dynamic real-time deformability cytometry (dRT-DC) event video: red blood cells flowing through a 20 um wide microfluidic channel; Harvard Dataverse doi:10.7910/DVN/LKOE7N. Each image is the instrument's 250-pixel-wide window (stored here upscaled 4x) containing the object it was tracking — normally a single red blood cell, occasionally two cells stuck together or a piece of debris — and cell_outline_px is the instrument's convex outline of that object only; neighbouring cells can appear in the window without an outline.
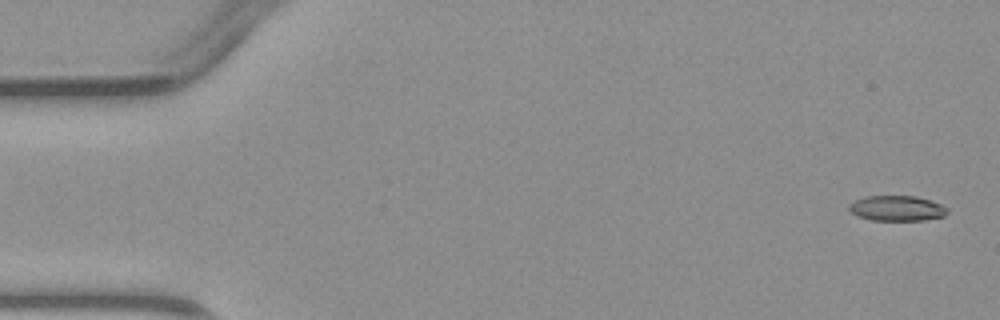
{"species": "common noctule bat (a hibernating species)", "species_latin": "Nyctalus noctula", "temperature_condition": "warm", "stored_images_in_passage": 5, "camera_frame_rate_fps": 3000, "um_per_image_px": 0.085, "animal": {"sex": "male", "body_mass_g": 23.1, "forearm_length_mm": 52.7}, "frame": {"image": 1, "passage_image": 1, "time_ms": 0.0, "image_size_px": [1000, 320], "cell_outline_px": [[948, 212], [944, 216], [924, 220], [872, 220], [856, 216], [848, 208], [848, 204], [864, 196], [916, 196], [940, 204], [948, 208]], "centroid_in_image_um": [76.22, 17.7], "position_along_channel_um": 8.8, "area_um2": 14.45}}